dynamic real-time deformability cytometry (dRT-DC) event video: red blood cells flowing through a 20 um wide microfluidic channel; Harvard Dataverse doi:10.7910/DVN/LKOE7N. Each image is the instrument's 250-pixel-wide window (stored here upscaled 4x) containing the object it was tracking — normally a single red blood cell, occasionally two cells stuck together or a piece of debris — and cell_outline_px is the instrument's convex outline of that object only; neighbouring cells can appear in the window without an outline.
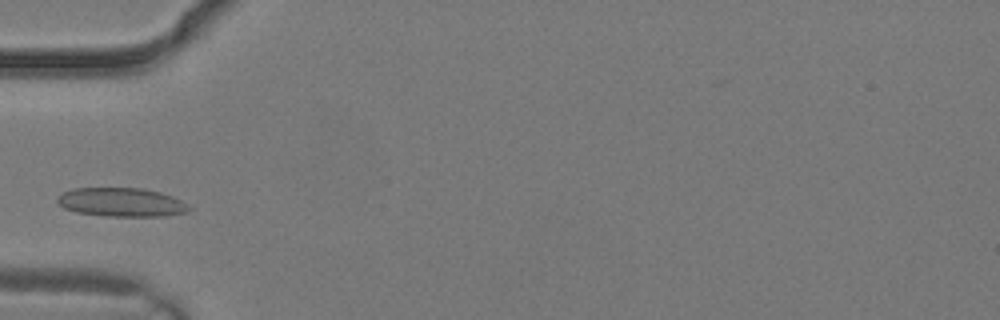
{"species": "common noctule bat (a hibernating species)", "species_latin": "Nyctalus noctula", "temperature_condition": "warm", "stored_images_in_passage": 4, "camera_frame_rate_fps": 3000, "um_per_image_px": 0.085, "animal": {"sex": "male", "body_mass_g": 19.2, "forearm_length_mm": 51.8}, "frame": {"image": 1, "passage_image": 4, "time_ms": 1.0, "image_size_px": [1000, 320], "cell_outline_px": [[192, 208], [184, 212], [164, 216], [108, 216], [76, 212], [64, 208], [56, 200], [56, 196], [72, 188], [144, 188], [160, 192], [172, 196], [188, 204]], "centroid_in_image_um": [10.31, 17.18], "position_along_channel_um": 74.7, "area_um2": 22.08}}